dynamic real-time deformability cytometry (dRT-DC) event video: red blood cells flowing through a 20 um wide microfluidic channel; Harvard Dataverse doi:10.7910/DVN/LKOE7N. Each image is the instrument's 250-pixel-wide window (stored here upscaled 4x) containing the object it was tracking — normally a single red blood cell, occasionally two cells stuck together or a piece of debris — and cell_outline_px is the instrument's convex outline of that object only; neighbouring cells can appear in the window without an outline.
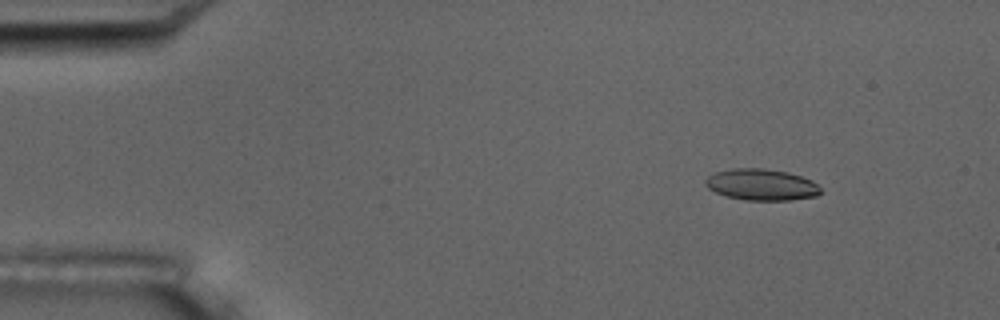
{"species": "common noctule bat (a hibernating species)", "species_latin": "Nyctalus noctula", "temperature_condition": "room temperature", "stored_images_in_passage": 5, "camera_frame_rate_fps": 3000, "um_per_image_px": 0.085, "animal": {"sex": "male", "body_mass_g": 17.5, "forearm_length_mm": 52.3}, "frame": {"image": 1, "passage_image": 2, "time_ms": 0.333, "image_size_px": [1000, 320], "cell_outline_px": [[820, 192], [816, 196], [792, 200], [744, 200], [728, 196], [716, 192], [708, 188], [704, 184], [704, 180], [708, 176], [716, 172], [732, 168], [764, 168], [788, 172], [812, 180], [820, 188]], "centroid_in_image_um": [64.71, 15.69], "position_along_channel_um": 20.3, "area_um2": 21.04}}